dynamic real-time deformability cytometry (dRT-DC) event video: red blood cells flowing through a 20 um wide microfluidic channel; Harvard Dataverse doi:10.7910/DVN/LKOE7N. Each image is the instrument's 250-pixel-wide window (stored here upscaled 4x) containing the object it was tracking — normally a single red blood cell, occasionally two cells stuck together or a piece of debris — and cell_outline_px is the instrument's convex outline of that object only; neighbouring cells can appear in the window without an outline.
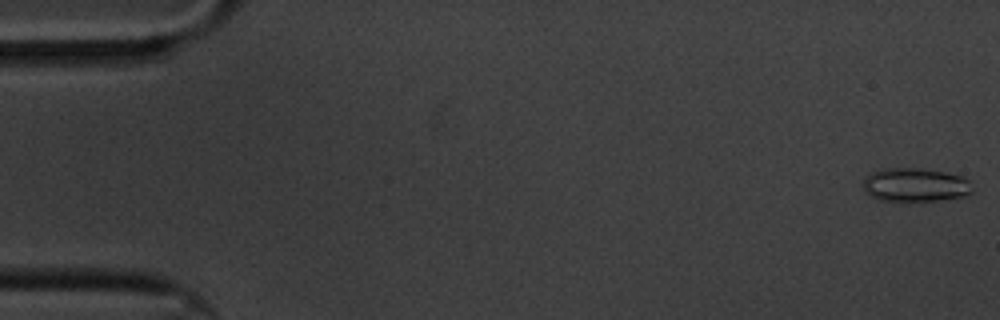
{"species": "common noctule bat (a hibernating species)", "species_latin": "Nyctalus noctula", "temperature_condition": "cold", "stored_images_in_passage": 60, "camera_frame_rate_fps": 3000, "um_per_image_px": 0.085, "animal": {"sex": "male", "body_mass_g": 20.1, "forearm_length_mm": 53.5}, "frame": {"image": 1, "passage_image": 1, "time_ms": 0.0, "image_size_px": [1000, 320], "cell_outline_px": [[972, 192], [964, 196], [940, 200], [908, 204], [880, 200], [864, 192], [864, 176], [872, 172], [884, 168], [920, 168], [944, 172], [964, 176], [968, 180]], "centroid_in_image_um": [77.76, 15.75], "position_along_channel_um": 7.2, "area_um2": 22.14}}
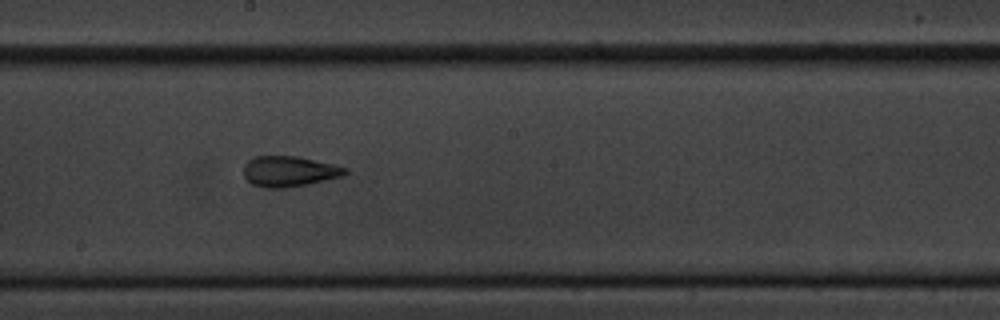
{"frame": {"image": 2, "passage_image": 33, "time_ms": 10.667, "image_size_px": [1000, 320], "cell_outline_px": [[348, 172], [340, 176], [308, 184], [284, 188], [264, 188], [252, 184], [244, 176], [244, 164], [252, 156], [296, 156], [332, 164], [348, 168]], "centroid_in_image_um": [24.53, 14.56], "position_along_channel_um": 223.7, "area_um2": 17.98}}
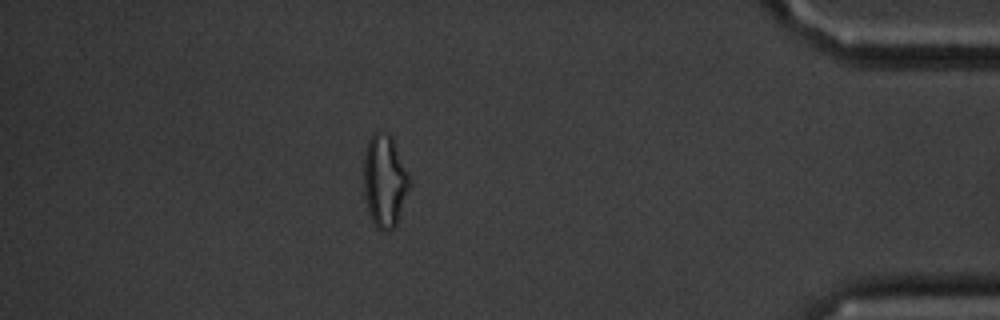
{"frame": {"image": 3, "passage_image": 53, "time_ms": 17.333, "image_size_px": [1000, 320], "cell_outline_px": [[412, 184], [396, 224], [388, 232], [384, 232], [376, 228], [368, 212], [364, 192], [364, 152], [368, 140], [372, 132], [388, 132], [392, 136], [412, 180]], "centroid_in_image_um": [32.71, 15.36], "position_along_channel_um": 402.5, "area_um2": 25.2}, "authors_computed_cell_mechanics": {"area_um2": 19.8254, "velocity_mm_per_s": 3.3227, "shape_relaxation_time_tau1_ms": 6.4021, "shape_relaxation_time_tau2_ms": 1.6064, "deformation_change_tau1": 0.1637, "deformation_change_tau2": 0.0918}}